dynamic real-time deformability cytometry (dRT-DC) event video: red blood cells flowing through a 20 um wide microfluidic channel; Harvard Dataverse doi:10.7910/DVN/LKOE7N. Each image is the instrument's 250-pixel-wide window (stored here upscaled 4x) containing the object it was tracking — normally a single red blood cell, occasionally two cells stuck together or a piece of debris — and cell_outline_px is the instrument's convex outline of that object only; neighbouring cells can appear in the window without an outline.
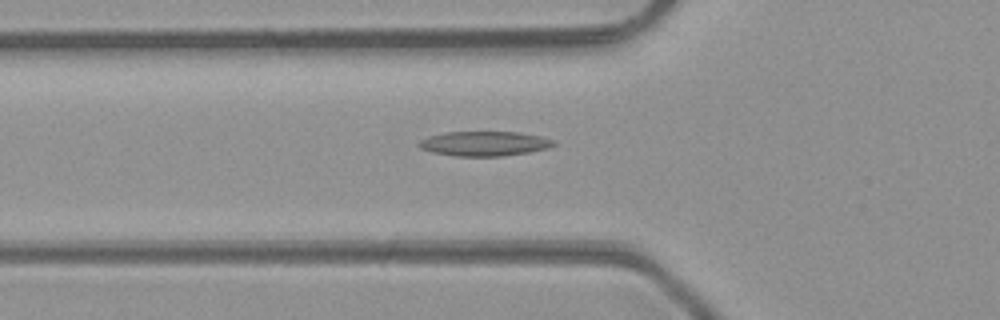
{"species": "common noctule bat (a hibernating species)", "species_latin": "Nyctalus noctula", "temperature_condition": "room temperature", "stored_images_in_passage": 31, "camera_frame_rate_fps": 3000, "um_per_image_px": 0.085, "animal": {"sex": "male", "body_mass_g": 23.1, "forearm_length_mm": 52.7}, "frame": {"image": 1, "passage_image": 4, "time_ms": 1.0, "image_size_px": [1000, 320], "cell_outline_px": [[556, 144], [548, 148], [528, 152], [500, 156], [456, 156], [432, 152], [420, 148], [416, 144], [420, 140], [428, 136], [444, 132], [520, 132], [540, 136], [556, 140]], "centroid_in_image_um": [41.16, 12.2], "position_along_channel_um": 84.6, "area_um2": 19.42}}
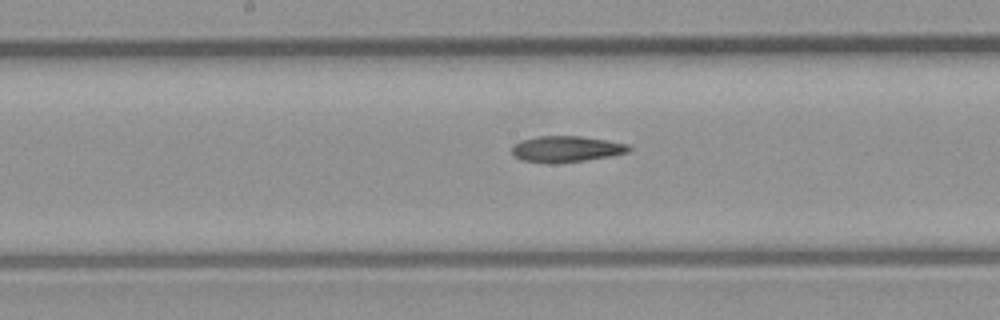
{"frame": {"image": 2, "passage_image": 12, "time_ms": 3.667, "image_size_px": [1000, 320], "cell_outline_px": [[632, 148], [628, 152], [612, 156], [584, 160], [552, 164], [520, 160], [512, 156], [512, 148], [520, 140], [540, 136], [580, 136], [628, 144]], "centroid_in_image_um": [48.1, 12.68], "position_along_channel_um": 200.1, "area_um2": 17.8}}
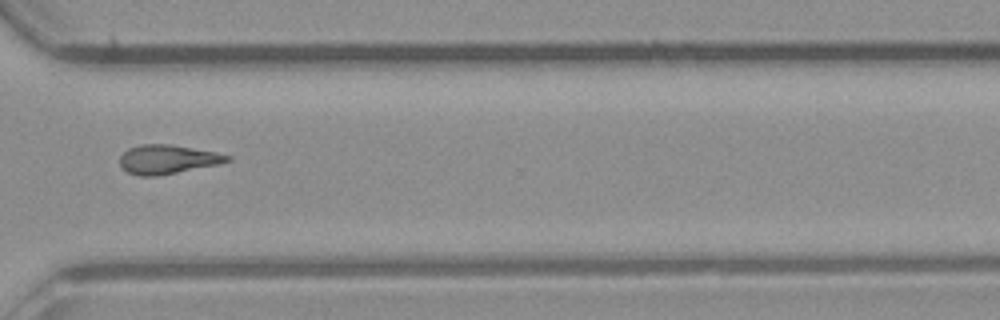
{"frame": {"image": 3, "passage_image": 23, "time_ms": 7.333, "image_size_px": [1000, 320], "cell_outline_px": [[232, 160], [220, 164], [156, 176], [140, 176], [128, 172], [120, 168], [120, 156], [128, 148], [140, 144], [172, 144], [216, 152], [232, 156]], "centroid_in_image_um": [14.24, 13.54], "position_along_channel_um": 356.4, "area_um2": 18.32}}